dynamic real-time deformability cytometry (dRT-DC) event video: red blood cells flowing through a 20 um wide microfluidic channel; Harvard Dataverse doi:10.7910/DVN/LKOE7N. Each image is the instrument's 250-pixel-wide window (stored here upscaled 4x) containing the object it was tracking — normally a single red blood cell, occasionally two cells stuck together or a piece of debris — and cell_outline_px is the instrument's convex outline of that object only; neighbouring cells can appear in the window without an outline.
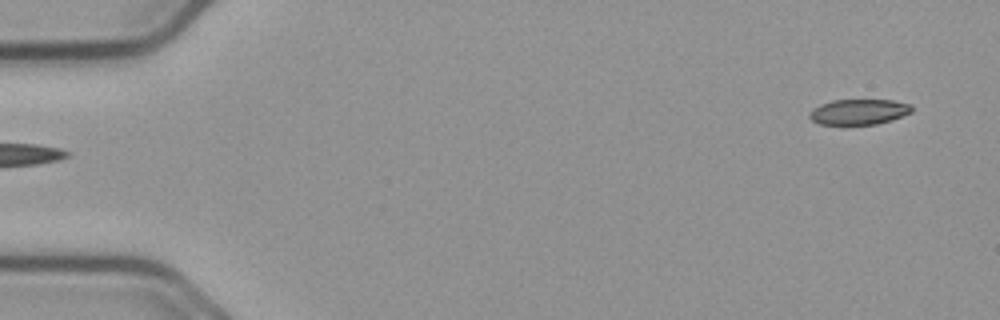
{"species": "common noctule bat (a hibernating species)", "species_latin": "Nyctalus noctula", "temperature_condition": "cold", "stored_images_in_passage": 54, "camera_frame_rate_fps": 3000, "um_per_image_px": 0.085, "animal": {"sex": "male", "body_mass_g": 23.1, "forearm_length_mm": 52.7}, "frame": {"image": 1, "passage_image": 1, "time_ms": 0.0, "image_size_px": [1000, 320], "cell_outline_px": [[912, 112], [892, 120], [876, 124], [820, 124], [812, 120], [808, 116], [808, 112], [812, 108], [820, 104], [832, 100], [892, 100], [912, 104]], "centroid_in_image_um": [72.99, 9.5], "position_along_channel_um": 12.0, "area_um2": 15.26}}
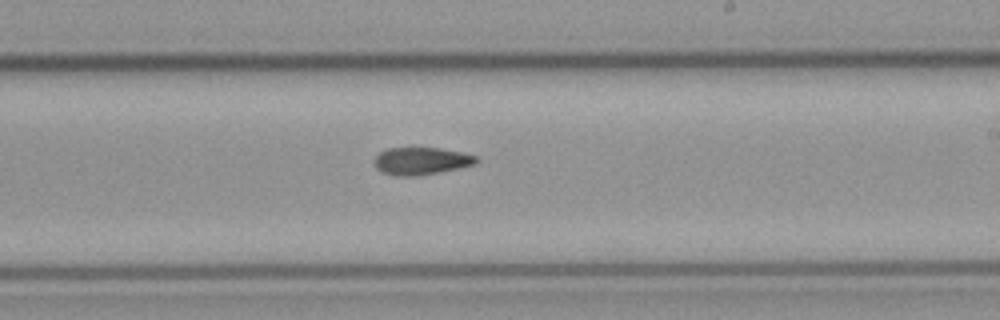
{"frame": {"image": 2, "passage_image": 31, "time_ms": 10.0, "image_size_px": [1000, 320], "cell_outline_px": [[480, 160], [476, 164], [440, 172], [416, 176], [396, 176], [384, 172], [376, 168], [372, 160], [380, 152], [388, 148], [440, 148], [460, 152], [476, 156]], "centroid_in_image_um": [35.8, 13.69], "position_along_channel_um": 253.2, "area_um2": 16.3}}
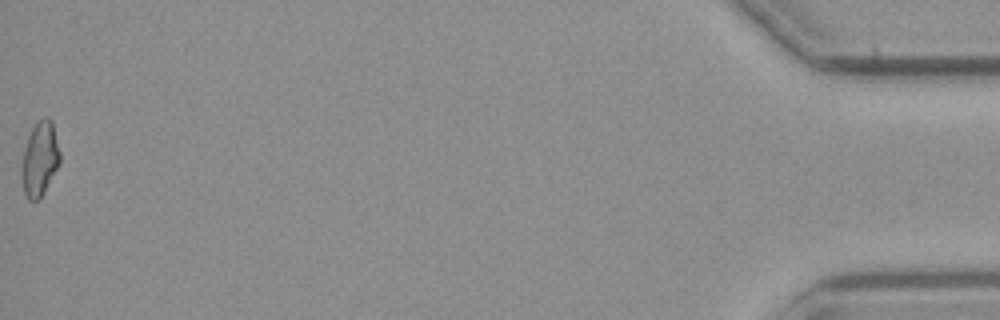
{"frame": {"image": 3, "passage_image": 54, "time_ms": 17.667, "image_size_px": [1000, 320], "cell_outline_px": [[60, 164], [40, 200], [28, 200], [24, 192], [24, 148], [28, 136], [32, 128], [44, 116], [48, 116], [52, 120], [60, 152]], "centroid_in_image_um": [3.44, 13.49], "position_along_channel_um": 431.8, "area_um2": 16.18}, "authors_computed_cell_mechanics": {"area_um2": 16.5019, "velocity_mm_per_s": 3.6859, "shape_relaxation_time_tau1_ms": 9.0287, "shape_relaxation_time_tau2_ms": null, "deformation_change_tau1": 0.1607, "deformation_change_tau2": null}}